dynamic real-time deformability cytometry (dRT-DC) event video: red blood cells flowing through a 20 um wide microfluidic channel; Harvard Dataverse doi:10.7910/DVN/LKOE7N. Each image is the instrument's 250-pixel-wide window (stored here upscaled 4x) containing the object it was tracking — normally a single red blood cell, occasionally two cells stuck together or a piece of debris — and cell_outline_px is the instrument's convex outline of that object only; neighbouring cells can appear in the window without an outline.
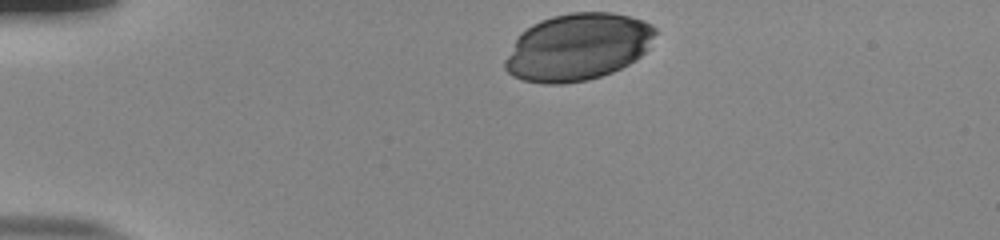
{"species": "human", "species_latin": "Homo sapiens", "temperature_condition": "room temperature", "stored_images_in_passage": 35, "camera_frame_rate_fps": 3000, "um_per_image_px": 0.085, "donor": {"sex": "male"}, "frame": {"image": 1, "passage_image": 1, "time_ms": 0.0, "image_size_px": [1000, 240], "cell_outline_px": [[656, 32], [648, 48], [636, 60], [612, 72], [588, 80], [564, 84], [544, 84], [524, 80], [512, 76], [504, 68], [504, 60], [520, 32], [532, 24], [540, 20], [552, 16], [572, 12], [612, 12], [644, 20], [652, 24], [656, 28]], "centroid_in_image_um": [49.09, 3.99], "position_along_channel_um": 35.9, "area_um2": 58.96}}
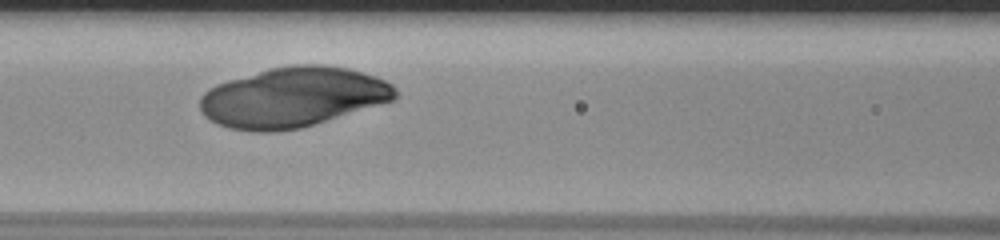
{"frame": {"image": 2, "passage_image": 14, "time_ms": 4.333, "image_size_px": [1000, 240], "cell_outline_px": [[396, 96], [392, 100], [300, 128], [272, 132], [256, 132], [228, 128], [216, 124], [204, 116], [200, 108], [200, 96], [208, 88], [216, 84], [228, 80], [268, 68], [292, 64], [324, 64], [348, 68], [376, 76], [392, 84], [396, 88]], "centroid_in_image_um": [24.84, 8.25], "position_along_channel_um": 141.8, "area_um2": 68.26}}